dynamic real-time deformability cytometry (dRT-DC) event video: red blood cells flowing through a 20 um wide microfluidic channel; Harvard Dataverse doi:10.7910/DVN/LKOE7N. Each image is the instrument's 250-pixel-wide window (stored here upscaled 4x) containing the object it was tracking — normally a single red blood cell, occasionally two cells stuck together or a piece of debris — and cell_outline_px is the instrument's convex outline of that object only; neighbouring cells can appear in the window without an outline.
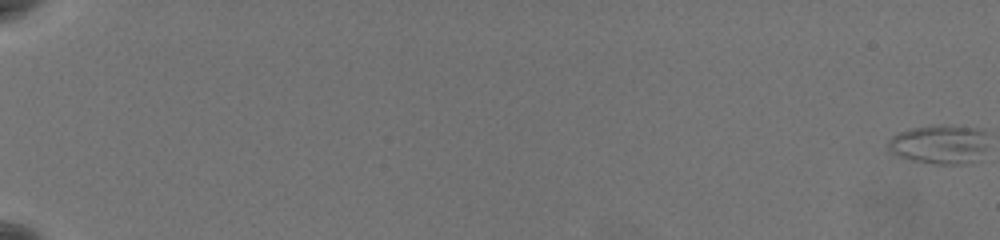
{"species": "common noctule bat (a hibernating species)", "species_latin": "Nyctalus noctula", "temperature_condition": "warm", "stored_images_in_passage": 63, "camera_frame_rate_fps": 3000, "um_per_image_px": 0.085, "animal": {"sex": "female", "body_mass_g": 19.5, "forearm_length_mm": 54.1}, "frame": {"image": 1, "passage_image": 1, "time_ms": 0.0, "image_size_px": [1000, 240], "cell_outline_px": [[984, 148], [964, 164], [940, 164], [912, 160], [900, 156], [888, 144], [892, 136], [900, 132], [912, 128], [972, 128], [984, 132]], "centroid_in_image_um": [79.78, 12.3], "position_along_channel_um": 5.2, "area_um2": 20.63}}
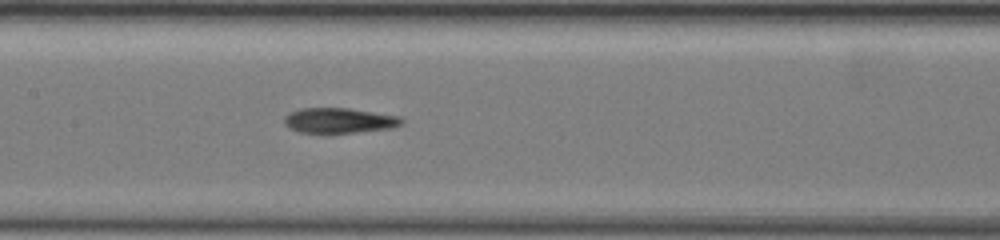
{"frame": {"image": 2, "passage_image": 36, "time_ms": 11.667, "image_size_px": [1000, 240], "cell_outline_px": [[404, 120], [400, 124], [388, 128], [352, 132], [300, 132], [288, 128], [284, 124], [284, 116], [300, 108], [348, 108], [400, 116]], "centroid_in_image_um": [28.79, 10.22], "position_along_channel_um": 178.6, "area_um2": 16.88}}
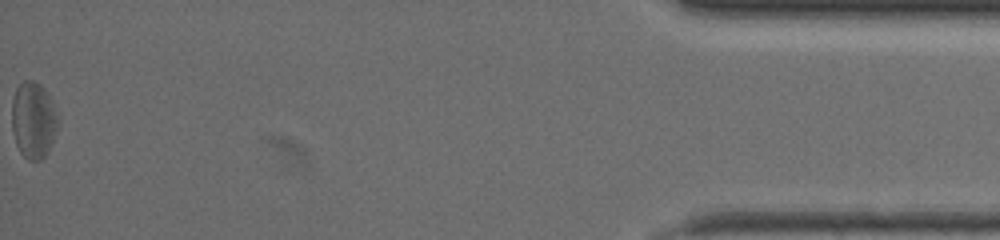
{"frame": {"image": 3, "passage_image": 63, "time_ms": 20.667, "image_size_px": [1000, 240], "cell_outline_px": [[56, 128], [48, 152], [40, 160], [28, 160], [20, 152], [16, 144], [12, 132], [12, 100], [16, 88], [24, 80], [32, 80], [40, 84], [48, 92], [56, 116]], "centroid_in_image_um": [2.79, 10.2], "position_along_channel_um": 432.4, "area_um2": 20.23}, "authors_computed_cell_mechanics": {"area_um2": 17.918, "velocity_mm_per_s": 3.6995, "shape_relaxation_time_tau1_ms": null, "shape_relaxation_time_tau2_ms": 2.5542, "deformation_change_tau1": null, "deformation_change_tau2": 0.1191}}